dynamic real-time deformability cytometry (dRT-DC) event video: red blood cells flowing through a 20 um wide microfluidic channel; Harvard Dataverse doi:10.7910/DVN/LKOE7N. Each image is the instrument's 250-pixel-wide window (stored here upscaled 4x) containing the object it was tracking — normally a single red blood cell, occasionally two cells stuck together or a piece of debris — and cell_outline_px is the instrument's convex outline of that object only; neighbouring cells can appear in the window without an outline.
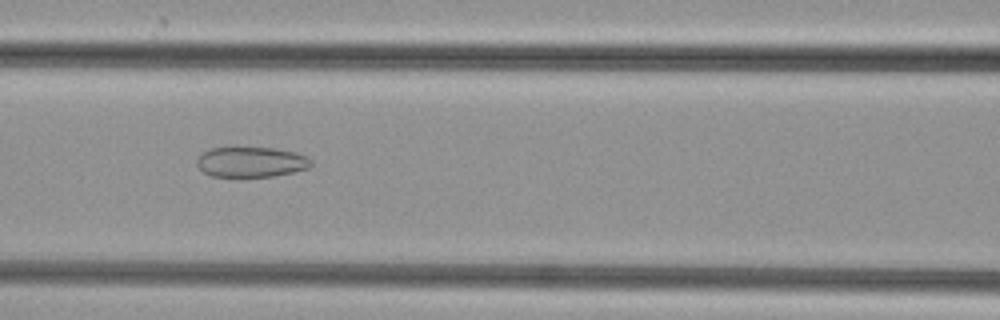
{"species": "common noctule bat (a hibernating species)", "species_latin": "Nyctalus noctula", "temperature_condition": "cold", "stored_images_in_passage": 50, "camera_frame_rate_fps": 3000, "um_per_image_px": 0.085, "animal": {"sex": "female", "body_mass_g": 29.2, "forearm_length_mm": 56.3}, "frame": {"image": 1, "passage_image": 22, "time_ms": 7.0, "image_size_px": [1000, 320], "cell_outline_px": [[312, 164], [308, 168], [292, 172], [272, 176], [212, 176], [204, 172], [196, 164], [196, 160], [204, 152], [212, 148], [236, 144], [276, 148], [296, 152], [308, 156], [312, 160]], "centroid_in_image_um": [21.35, 13.7], "position_along_channel_um": 145.3, "area_um2": 20.87}}
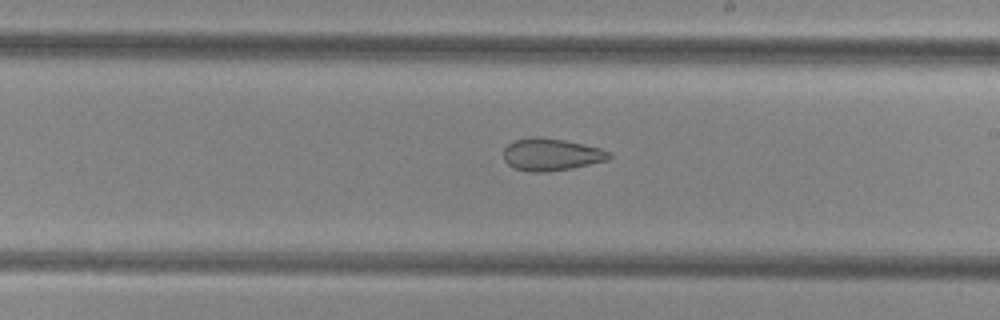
{"frame": {"image": 2, "passage_image": 29, "time_ms": 9.333, "image_size_px": [1000, 320], "cell_outline_px": [[612, 156], [608, 160], [572, 168], [548, 172], [528, 172], [512, 168], [504, 160], [504, 148], [508, 144], [516, 140], [528, 136], [540, 136], [564, 140], [600, 148], [612, 152]], "centroid_in_image_um": [46.84, 13.13], "position_along_channel_um": 242.2, "area_um2": 20.11}}
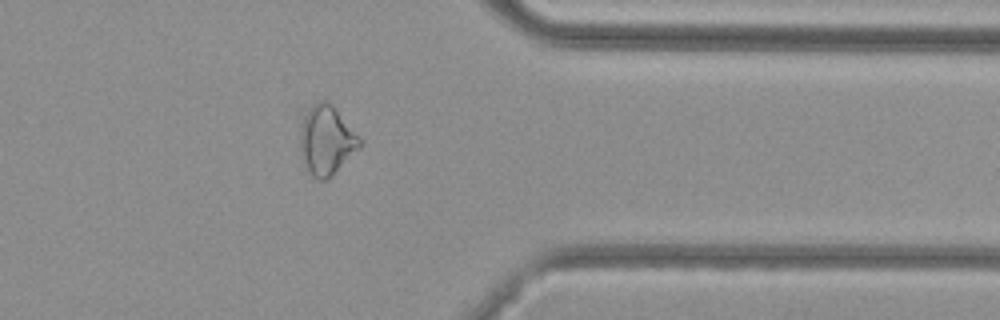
{"frame": {"image": 3, "passage_image": 40, "time_ms": 13.0, "image_size_px": [1000, 320], "cell_outline_px": [[360, 148], [332, 176], [324, 180], [316, 180], [304, 168], [300, 156], [300, 136], [304, 116], [316, 100], [328, 100], [332, 104], [360, 140]], "centroid_in_image_um": [27.71, 11.97], "position_along_channel_um": 383.7, "area_um2": 23.93}}